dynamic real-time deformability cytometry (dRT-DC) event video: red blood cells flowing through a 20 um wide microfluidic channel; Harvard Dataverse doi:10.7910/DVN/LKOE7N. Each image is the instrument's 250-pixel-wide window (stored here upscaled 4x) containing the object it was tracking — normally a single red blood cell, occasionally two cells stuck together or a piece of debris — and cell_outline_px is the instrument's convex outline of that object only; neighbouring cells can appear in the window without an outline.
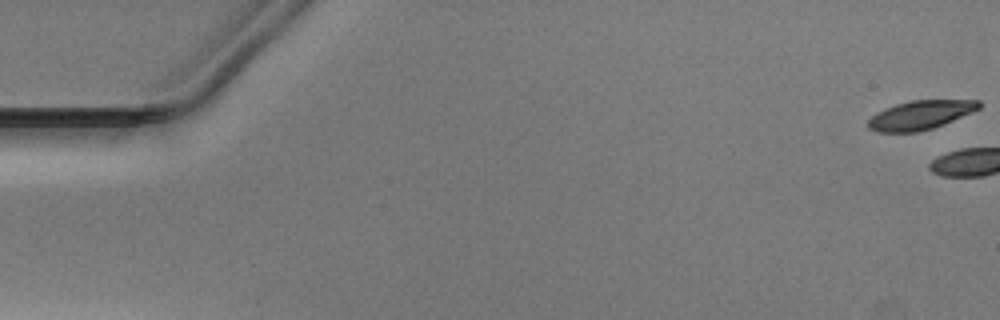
{"species": "Egyptian fruit bat (a non-hibernating species)", "species_latin": "Rousettus aegyptiacus", "temperature_condition": "warm", "stored_images_in_passage": 4, "camera_frame_rate_fps": 3000, "um_per_image_px": 0.085, "animal": {"sex": "male"}, "frame": {"image": 1, "passage_image": 1, "time_ms": 0.0, "image_size_px": [1000, 320], "cell_outline_px": [[980, 108], [972, 112], [944, 124], [932, 128], [916, 132], [876, 132], [868, 128], [868, 120], [876, 112], [884, 108], [896, 104], [912, 100], [980, 100]], "centroid_in_image_um": [78.21, 9.77], "position_along_channel_um": 6.8, "area_um2": 18.67}}